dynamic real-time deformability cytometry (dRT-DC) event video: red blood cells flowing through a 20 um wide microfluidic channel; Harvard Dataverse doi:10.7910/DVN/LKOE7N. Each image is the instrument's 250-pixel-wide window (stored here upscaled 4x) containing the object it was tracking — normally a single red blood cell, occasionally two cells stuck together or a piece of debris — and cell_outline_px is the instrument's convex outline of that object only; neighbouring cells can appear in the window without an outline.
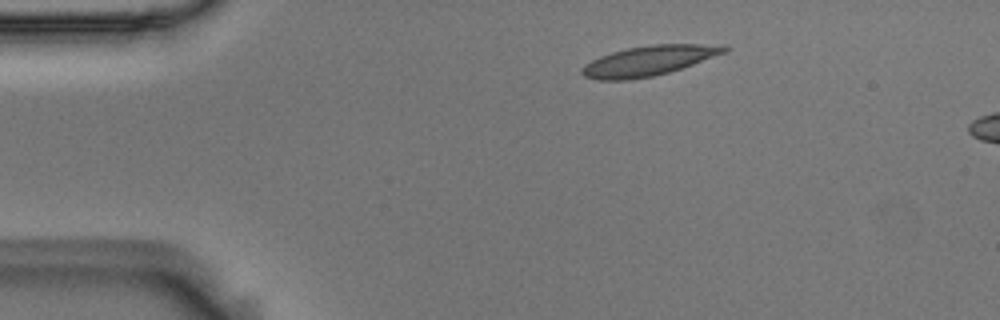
{"species": "Egyptian fruit bat (a non-hibernating species)", "species_latin": "Rousettus aegyptiacus", "temperature_condition": "room temperature", "stored_images_in_passage": 3, "camera_frame_rate_fps": 3000, "um_per_image_px": 0.085, "animal": {"sex": "male"}, "frame": {"image": 1, "passage_image": 1, "time_ms": 0.0, "image_size_px": [1000, 320], "cell_outline_px": [[728, 52], [668, 72], [652, 76], [628, 80], [596, 80], [584, 76], [580, 72], [580, 68], [584, 64], [600, 56], [612, 52], [628, 48], [652, 44], [724, 44], [728, 48]], "centroid_in_image_um": [55.13, 5.15], "position_along_channel_um": 29.9, "area_um2": 24.85}}